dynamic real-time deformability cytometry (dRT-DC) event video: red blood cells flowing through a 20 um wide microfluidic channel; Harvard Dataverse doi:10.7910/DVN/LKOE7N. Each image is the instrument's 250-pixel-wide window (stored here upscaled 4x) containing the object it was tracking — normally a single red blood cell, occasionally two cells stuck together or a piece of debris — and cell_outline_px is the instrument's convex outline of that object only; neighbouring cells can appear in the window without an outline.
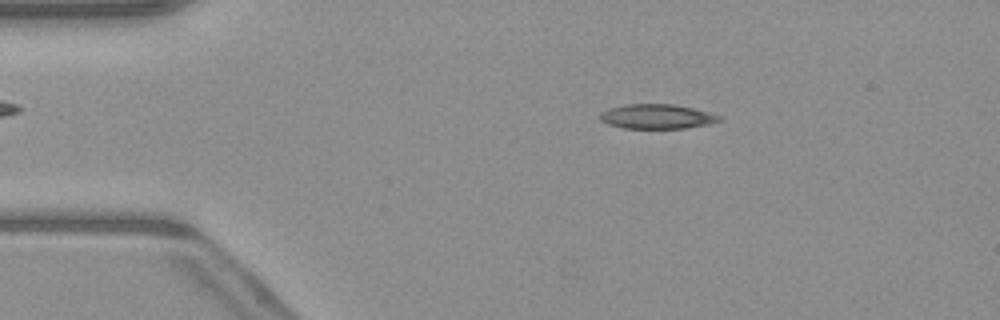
{"species": "common noctule bat (a hibernating species)", "species_latin": "Nyctalus noctula", "temperature_condition": "warm", "stored_images_in_passage": 49, "camera_frame_rate_fps": 3000, "um_per_image_px": 0.085, "animal": {"sex": "male", "body_mass_g": 23.1, "forearm_length_mm": 52.7}, "frame": {"image": 1, "passage_image": 8, "time_ms": 2.333, "image_size_px": [1000, 320], "cell_outline_px": [[724, 120], [708, 124], [684, 128], [624, 128], [608, 124], [600, 120], [600, 112], [624, 104], [672, 104], [692, 108], [724, 116]], "centroid_in_image_um": [55.88, 9.9], "position_along_channel_um": 29.1, "area_um2": 17.05}}
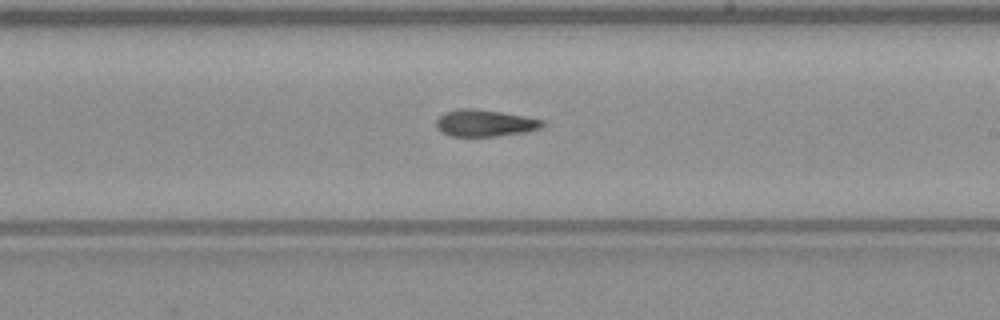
{"frame": {"image": 2, "passage_image": 28, "time_ms": 9.0, "image_size_px": [1000, 320], "cell_outline_px": [[548, 124], [540, 128], [524, 132], [496, 136], [452, 136], [440, 132], [436, 128], [436, 120], [444, 112], [460, 108], [472, 108], [500, 112], [524, 116], [544, 120]], "centroid_in_image_um": [41.2, 10.46], "position_along_channel_um": 247.8, "area_um2": 16.65}}
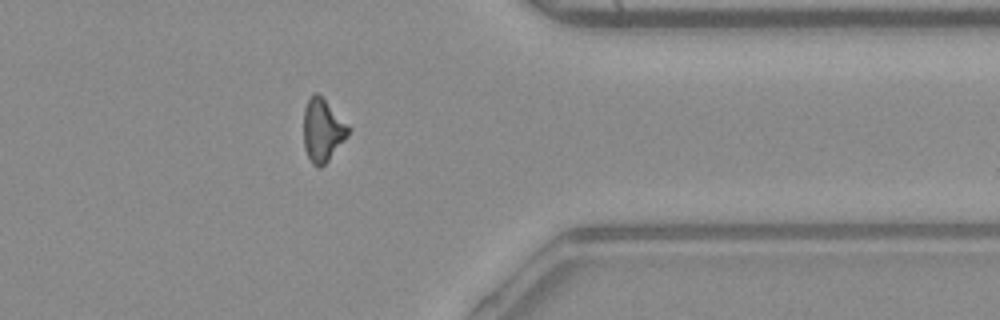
{"frame": {"image": 3, "passage_image": 39, "time_ms": 12.667, "image_size_px": [1000, 320], "cell_outline_px": [[352, 128], [348, 136], [328, 160], [320, 168], [312, 164], [304, 148], [304, 108], [308, 100], [316, 92]], "centroid_in_image_um": [27.43, 11.1], "position_along_channel_um": 384.0, "area_um2": 16.13}, "authors_computed_cell_mechanics": {"area_um2": 16.8776, "velocity_mm_per_s": 4.101, "shape_relaxation_time_tau1_ms": 10.8973, "shape_relaxation_time_tau2_ms": null, "deformation_change_tau1": 0.2376, "deformation_change_tau2": null}}